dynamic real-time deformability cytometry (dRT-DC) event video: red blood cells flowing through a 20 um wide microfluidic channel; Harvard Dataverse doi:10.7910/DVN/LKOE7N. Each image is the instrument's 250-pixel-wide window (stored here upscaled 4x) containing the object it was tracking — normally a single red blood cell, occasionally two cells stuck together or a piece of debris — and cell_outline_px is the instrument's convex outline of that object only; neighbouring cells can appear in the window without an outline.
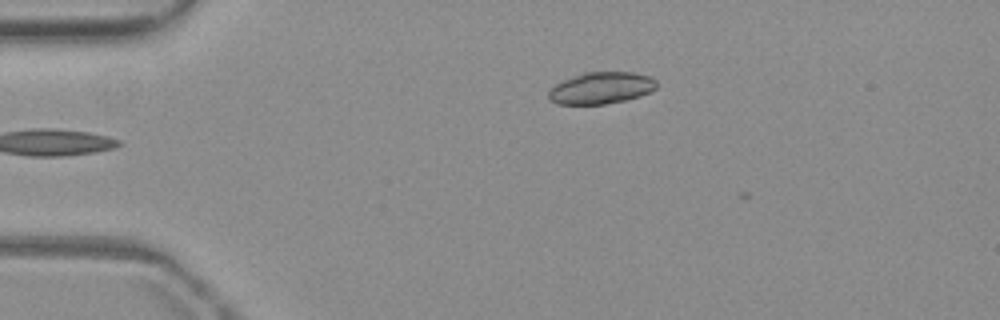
{"species": "common noctule bat (a hibernating species)", "species_latin": "Nyctalus noctula", "temperature_condition": "warm", "stored_images_in_passage": 3, "camera_frame_rate_fps": 3000, "um_per_image_px": 0.085, "animal": {"sex": "female", "body_mass_g": 19.3, "forearm_length_mm": 54.1}, "frame": {"image": 1, "passage_image": 3, "time_ms": 2.333, "image_size_px": [1000, 320], "cell_outline_px": [[656, 88], [640, 96], [624, 100], [604, 104], [556, 104], [548, 100], [548, 92], [556, 84], [564, 80], [584, 72], [632, 72], [652, 76], [656, 80]], "centroid_in_image_um": [51.1, 7.48], "position_along_channel_um": 33.9, "area_um2": 19.94}}